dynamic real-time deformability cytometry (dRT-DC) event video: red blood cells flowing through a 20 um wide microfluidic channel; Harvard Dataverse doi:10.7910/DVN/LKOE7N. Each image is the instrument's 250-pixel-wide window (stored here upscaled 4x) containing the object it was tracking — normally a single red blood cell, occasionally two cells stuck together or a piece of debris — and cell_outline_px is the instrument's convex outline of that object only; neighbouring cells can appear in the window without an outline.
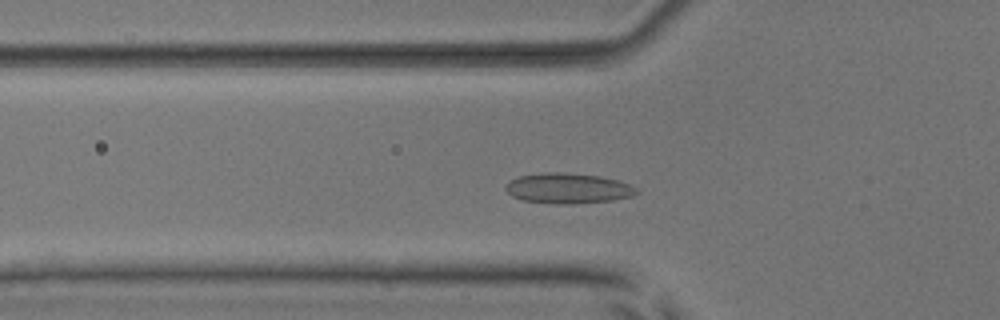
{"species": "common noctule bat (a hibernating species)", "species_latin": "Nyctalus noctula", "temperature_condition": "room temperature", "stored_images_in_passage": 49, "camera_frame_rate_fps": 3000, "um_per_image_px": 0.085, "animal": {"sex": "male", "body_mass_g": 17.9, "forearm_length_mm": 54.2}, "frame": {"image": 1, "passage_image": 14, "time_ms": 4.333, "image_size_px": [1000, 320], "cell_outline_px": [[640, 192], [632, 196], [612, 200], [568, 204], [560, 204], [520, 200], [512, 196], [504, 188], [508, 180], [520, 176], [544, 172], [564, 172], [600, 176], [616, 180], [628, 184], [636, 188]], "centroid_in_image_um": [48.24, 16.0], "position_along_channel_um": 77.6, "area_um2": 23.12}}
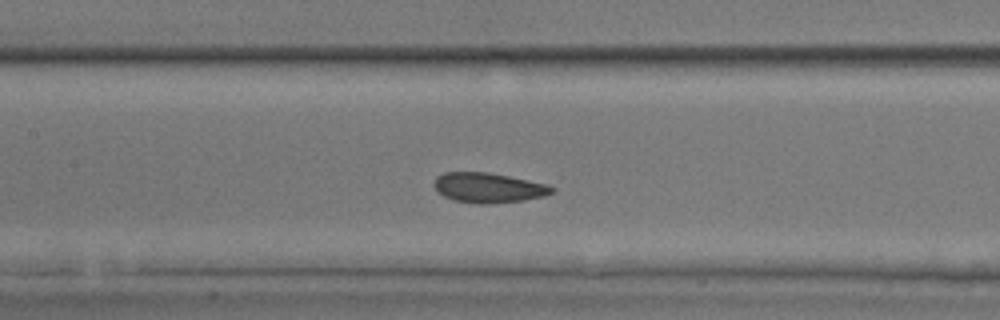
{"frame": {"image": 2, "passage_image": 21, "time_ms": 6.667, "image_size_px": [1000, 320], "cell_outline_px": [[556, 188], [552, 192], [544, 196], [524, 200], [488, 204], [476, 204], [456, 200], [444, 196], [436, 192], [436, 176], [444, 172], [488, 172], [548, 184]], "centroid_in_image_um": [41.53, 15.96], "position_along_channel_um": 165.9, "area_um2": 20.46}}
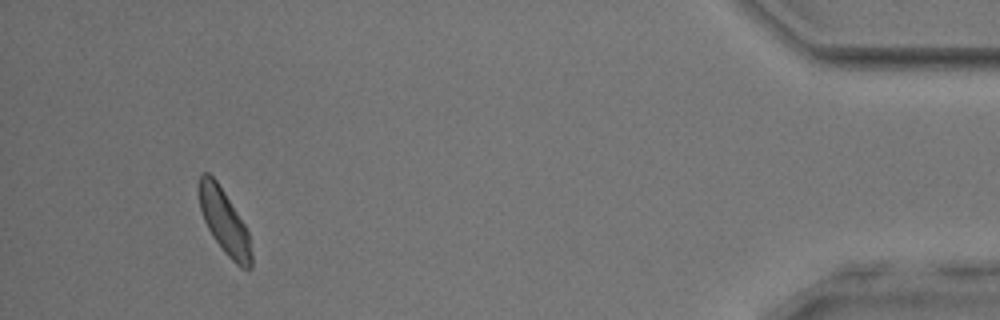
{"frame": {"image": 3, "passage_image": 46, "time_ms": 15.0, "image_size_px": [1000, 320], "cell_outline_px": [[252, 268], [248, 272], [240, 268], [224, 252], [212, 236], [204, 220], [200, 208], [200, 176], [204, 172], [208, 172], [216, 180], [224, 192], [244, 224], [248, 232], [252, 256]], "centroid_in_image_um": [19.1, 18.92], "position_along_channel_um": 416.1, "area_um2": 19.36}, "authors_computed_cell_mechanics": {"area_um2": 20.5768, "velocity_mm_per_s": 3.7902, "shape_relaxation_time_tau1_ms": 2.9709, "shape_relaxation_time_tau2_ms": 1.9108, "deformation_change_tau1": 0.0782, "deformation_change_tau2": 0.0655}}